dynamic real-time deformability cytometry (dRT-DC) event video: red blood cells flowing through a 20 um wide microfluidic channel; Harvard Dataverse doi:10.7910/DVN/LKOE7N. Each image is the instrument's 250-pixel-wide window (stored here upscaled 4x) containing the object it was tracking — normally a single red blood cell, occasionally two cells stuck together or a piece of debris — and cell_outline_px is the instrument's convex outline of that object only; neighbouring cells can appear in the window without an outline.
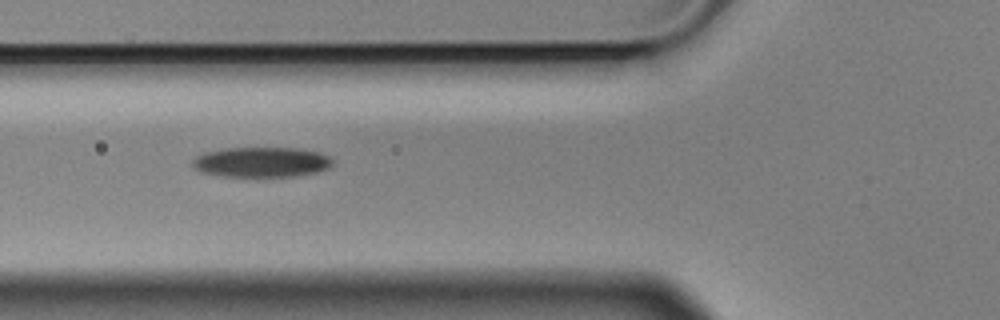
{"species": "Egyptian fruit bat (a non-hibernating species)", "species_latin": "Rousettus aegyptiacus", "temperature_condition": "cold", "stored_images_in_passage": 6, "camera_frame_rate_fps": 3000, "um_per_image_px": 0.085, "animal": {"sex": "male"}, "frame": {"image": 1, "passage_image": 3, "time_ms": 0.667, "image_size_px": [1000, 320], "cell_outline_px": [[332, 164], [328, 168], [316, 172], [292, 176], [220, 176], [200, 172], [192, 164], [192, 160], [196, 156], [204, 152], [224, 148], [296, 148], [320, 152], [332, 156]], "centroid_in_image_um": [22.22, 13.77], "position_along_channel_um": 103.6, "area_um2": 24.62}}
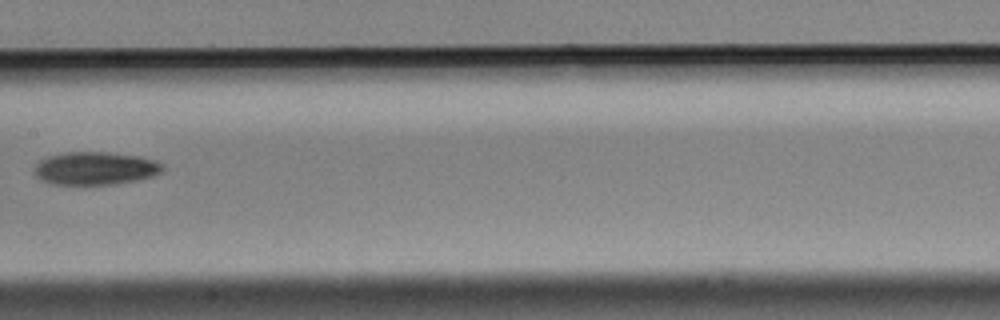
{"frame": {"image": 2, "passage_image": 5, "time_ms": 1.333, "image_size_px": [1000, 320], "cell_outline_px": [[164, 168], [160, 172], [152, 176], [140, 180], [116, 184], [52, 184], [36, 176], [32, 172], [36, 164], [40, 160], [48, 156], [68, 152], [108, 152], [140, 156], [156, 160], [164, 164]], "centroid_in_image_um": [8.13, 14.3], "position_along_channel_um": 199.3, "area_um2": 24.8}}
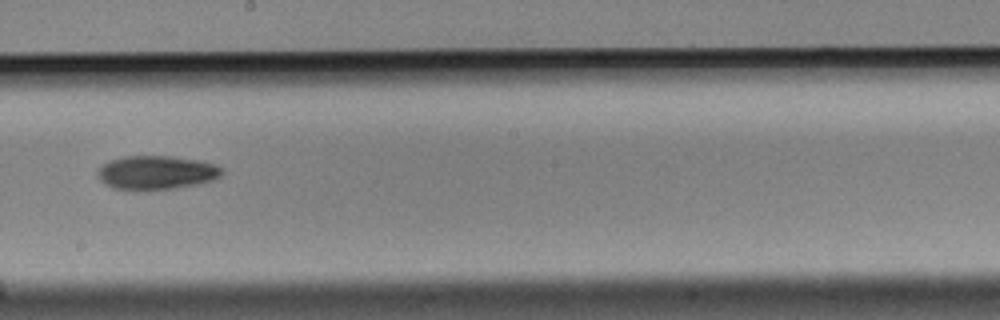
{"frame": {"image": 3, "passage_image": 6, "time_ms": 1.667, "image_size_px": [1000, 320], "cell_outline_px": [[224, 172], [220, 176], [212, 180], [196, 184], [172, 188], [136, 192], [112, 188], [104, 184], [100, 180], [96, 172], [108, 160], [124, 156], [172, 156], [200, 160], [216, 164], [224, 168]], "centroid_in_image_um": [13.27, 14.68], "position_along_channel_um": 234.9, "area_um2": 25.03}}